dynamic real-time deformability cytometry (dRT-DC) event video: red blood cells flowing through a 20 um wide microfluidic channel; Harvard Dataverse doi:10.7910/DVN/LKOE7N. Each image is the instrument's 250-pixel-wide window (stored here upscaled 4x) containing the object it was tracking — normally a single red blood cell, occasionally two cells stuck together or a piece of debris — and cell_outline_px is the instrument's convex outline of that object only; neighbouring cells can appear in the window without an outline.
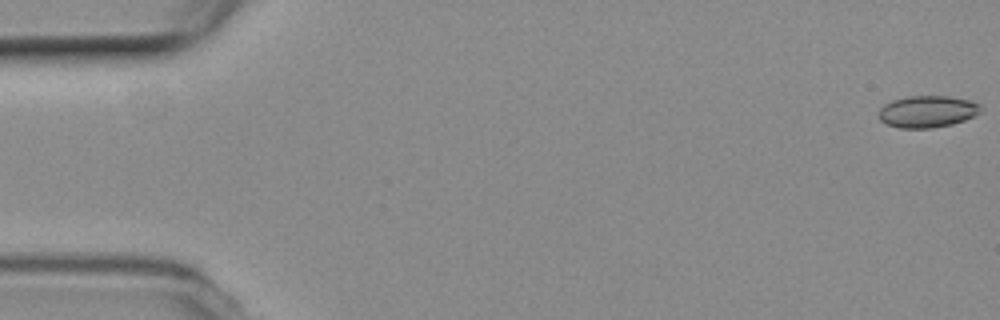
{"species": "common noctule bat (a hibernating species)", "species_latin": "Nyctalus noctula", "temperature_condition": "room temperature", "stored_images_in_passage": 56, "segment_of_instrument_passage": [1, 2], "camera_frame_rate_fps": 3000, "um_per_image_px": 0.085, "animal": {"sex": "female", "body_mass_g": 19.3, "forearm_length_mm": 54.1}, "frame": {"image": 1, "passage_image": 1, "time_ms": 0.0, "image_size_px": [1000, 320], "cell_outline_px": [[984, 108], [980, 112], [964, 120], [952, 124], [932, 128], [900, 128], [888, 124], [880, 120], [880, 108], [884, 104], [892, 100], [908, 96], [948, 96], [968, 100], [980, 104]], "centroid_in_image_um": [78.84, 9.47], "position_along_channel_um": 6.2, "area_um2": 18.84}}
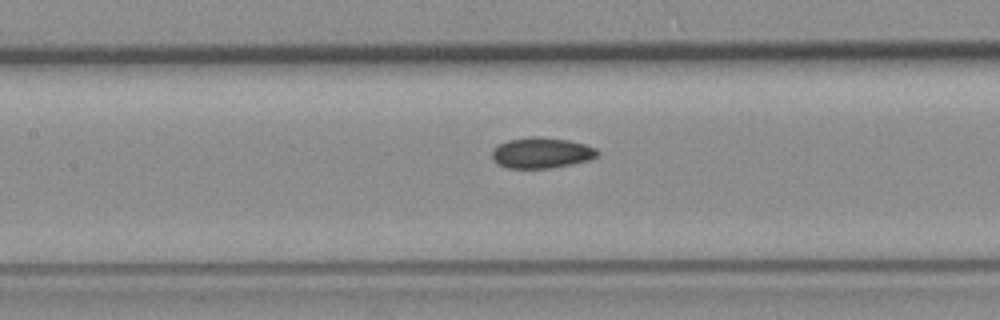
{"frame": {"image": 2, "passage_image": 25, "time_ms": 8.0, "image_size_px": [1000, 320], "cell_outline_px": [[600, 152], [596, 156], [588, 160], [572, 164], [552, 168], [508, 168], [500, 164], [492, 156], [492, 152], [496, 144], [508, 140], [532, 136], [536, 136], [568, 140], [584, 144], [596, 148]], "centroid_in_image_um": [46.03, 12.98], "position_along_channel_um": 161.4, "area_um2": 18.79}}
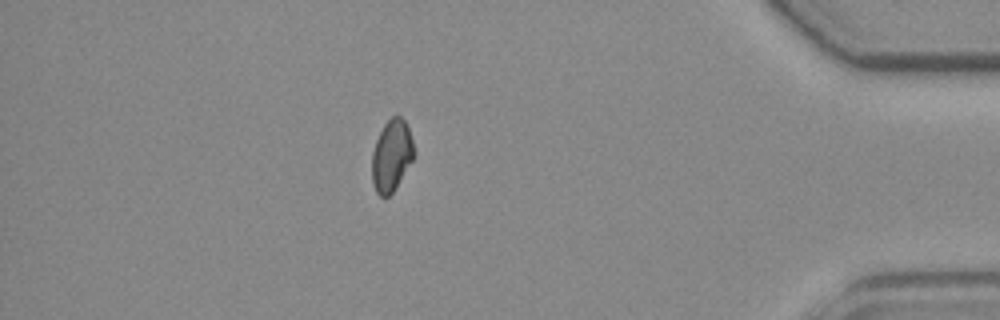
{"frame": {"image": 3, "passage_image": 48, "time_ms": 15.667, "image_size_px": [1000, 320], "cell_outline_px": [[412, 160], [392, 192], [388, 196], [380, 196], [376, 192], [372, 184], [372, 152], [376, 140], [384, 124], [392, 116], [400, 116], [404, 120], [408, 128], [412, 140]], "centroid_in_image_um": [33.24, 13.22], "position_along_channel_um": 402.0, "area_um2": 17.05}}